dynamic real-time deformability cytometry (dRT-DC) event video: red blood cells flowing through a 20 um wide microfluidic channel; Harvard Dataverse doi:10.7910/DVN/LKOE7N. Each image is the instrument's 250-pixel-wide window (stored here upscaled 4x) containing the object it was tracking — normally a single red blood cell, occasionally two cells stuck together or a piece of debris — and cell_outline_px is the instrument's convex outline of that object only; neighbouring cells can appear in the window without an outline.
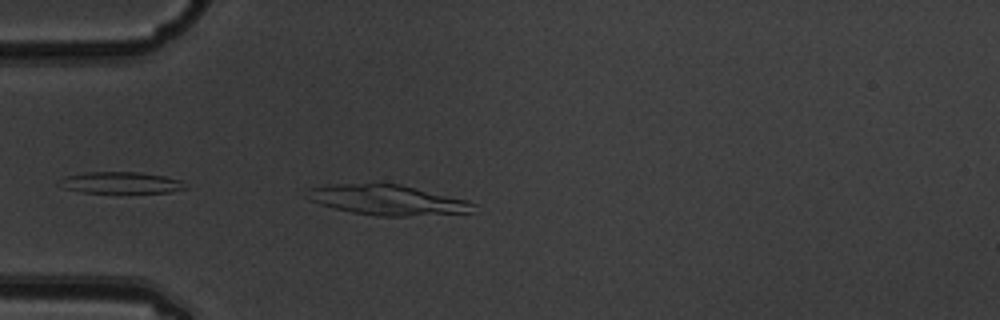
{"species": "common noctule bat (a hibernating species)", "species_latin": "Nyctalus noctula", "temperature_condition": "warm", "stored_images_in_passage": 5, "camera_frame_rate_fps": 3000, "um_per_image_px": 0.085, "animal": {"sex": "male", "body_mass_g": 19.5, "forearm_length_mm": 54.6}, "frame": {"image": 1, "passage_image": 5, "time_ms": 1.333, "image_size_px": [1000, 320], "cell_outline_px": [[476, 212], [408, 216], [380, 216], [352, 212], [320, 204], [312, 200], [308, 188], [328, 184], [400, 184], [468, 200], [476, 204]], "centroid_in_image_um": [33.04, 17.0], "position_along_channel_um": 52.0, "area_um2": 28.9}}